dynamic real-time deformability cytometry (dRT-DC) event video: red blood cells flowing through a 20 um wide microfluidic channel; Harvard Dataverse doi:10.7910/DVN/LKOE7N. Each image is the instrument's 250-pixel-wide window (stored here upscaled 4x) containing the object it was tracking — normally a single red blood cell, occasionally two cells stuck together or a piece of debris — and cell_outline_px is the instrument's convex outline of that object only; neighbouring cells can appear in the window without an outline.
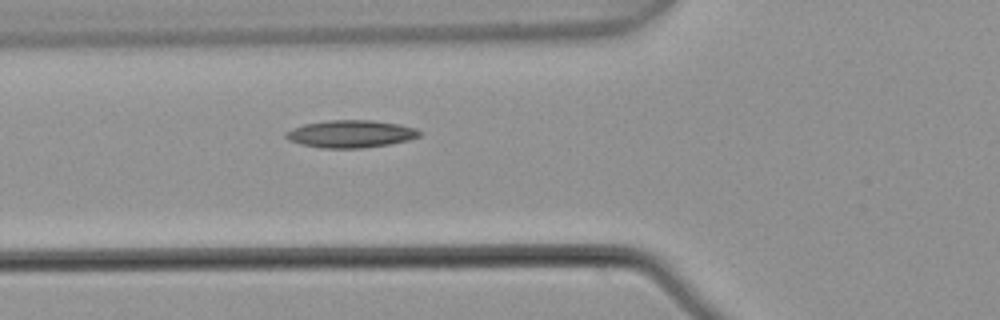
{"species": "common noctule bat (a hibernating species)", "species_latin": "Nyctalus noctula", "temperature_condition": "warm", "stored_images_in_passage": 4, "camera_frame_rate_fps": 3000, "um_per_image_px": 0.085, "animal": {"sex": "male", "body_mass_g": 21.5, "forearm_length_mm": 52.0}, "frame": {"image": 1, "passage_image": 4, "time_ms": 1.0, "image_size_px": [1000, 320], "cell_outline_px": [[424, 132], [420, 136], [408, 140], [388, 144], [364, 148], [320, 148], [300, 144], [288, 140], [284, 136], [284, 132], [292, 128], [304, 124], [328, 120], [372, 120], [400, 124], [416, 128]], "centroid_in_image_um": [29.81, 11.38], "position_along_channel_um": 96.0, "area_um2": 21.62}}